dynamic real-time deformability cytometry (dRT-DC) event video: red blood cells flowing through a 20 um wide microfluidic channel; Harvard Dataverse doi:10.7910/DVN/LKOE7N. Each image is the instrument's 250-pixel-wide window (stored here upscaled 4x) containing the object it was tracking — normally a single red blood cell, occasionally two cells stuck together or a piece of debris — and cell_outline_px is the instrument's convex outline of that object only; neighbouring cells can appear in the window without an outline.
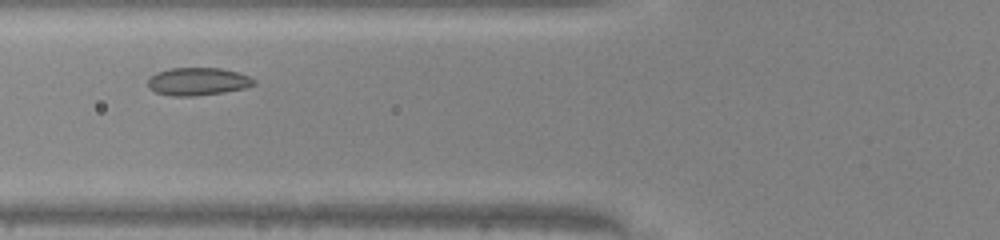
{"species": "common noctule bat (a hibernating species)", "species_latin": "Nyctalus noctula", "temperature_condition": "warm", "stored_images_in_passage": 28, "camera_frame_rate_fps": 3000, "um_per_image_px": 0.085, "animal": {"sex": "male", "body_mass_g": 20.0, "forearm_length_mm": 53.3}, "frame": {"image": 1, "passage_image": 7, "time_ms": 2.0, "image_size_px": [1000, 240], "cell_outline_px": [[256, 84], [244, 88], [224, 92], [192, 96], [172, 96], [156, 92], [148, 88], [148, 80], [156, 72], [172, 68], [220, 68], [236, 72], [248, 76], [256, 80]], "centroid_in_image_um": [16.81, 6.93], "position_along_channel_um": 109.0, "area_um2": 17.05}}
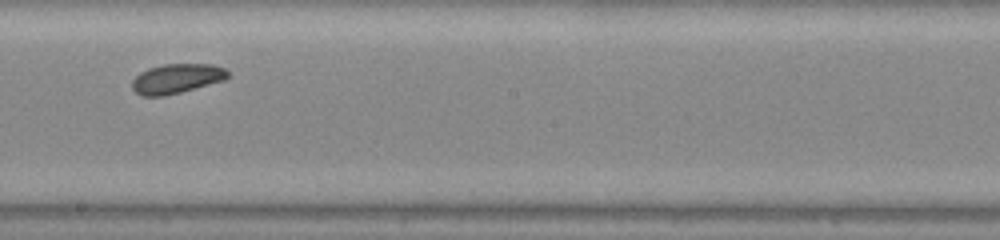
{"frame": {"image": 2, "passage_image": 16, "time_ms": 5.0, "image_size_px": [1000, 240], "cell_outline_px": [[228, 76], [224, 80], [180, 92], [164, 96], [140, 96], [132, 88], [132, 80], [140, 72], [148, 68], [164, 64], [212, 64], [224, 68], [228, 72]], "centroid_in_image_um": [14.98, 6.68], "position_along_channel_um": 233.2, "area_um2": 16.42}}
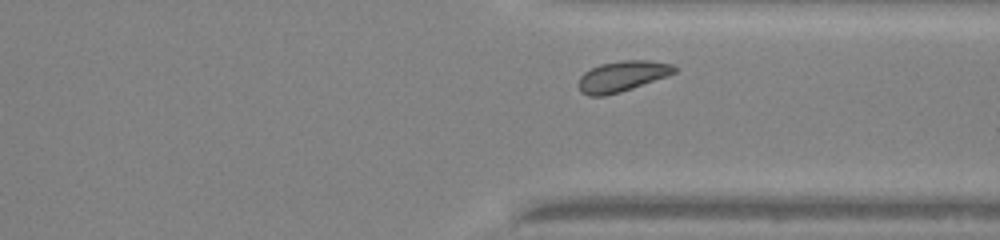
{"frame": {"image": 3, "passage_image": 25, "time_ms": 8.0, "image_size_px": [1000, 240], "cell_outline_px": [[676, 72], [632, 88], [620, 92], [604, 96], [588, 96], [580, 92], [576, 84], [580, 76], [584, 72], [600, 64], [620, 60], [648, 60], [672, 64], [676, 68]], "centroid_in_image_um": [52.81, 6.48], "position_along_channel_um": 358.6, "area_um2": 17.11}, "authors_computed_cell_mechanics": {"area_um2": 16.9932, "velocity_mm_per_s": 4.147, "shape_relaxation_time_tau1_ms": 2.1652, "shape_relaxation_time_tau2_ms": null, "deformation_change_tau1": 0.0569, "deformation_change_tau2": null}}